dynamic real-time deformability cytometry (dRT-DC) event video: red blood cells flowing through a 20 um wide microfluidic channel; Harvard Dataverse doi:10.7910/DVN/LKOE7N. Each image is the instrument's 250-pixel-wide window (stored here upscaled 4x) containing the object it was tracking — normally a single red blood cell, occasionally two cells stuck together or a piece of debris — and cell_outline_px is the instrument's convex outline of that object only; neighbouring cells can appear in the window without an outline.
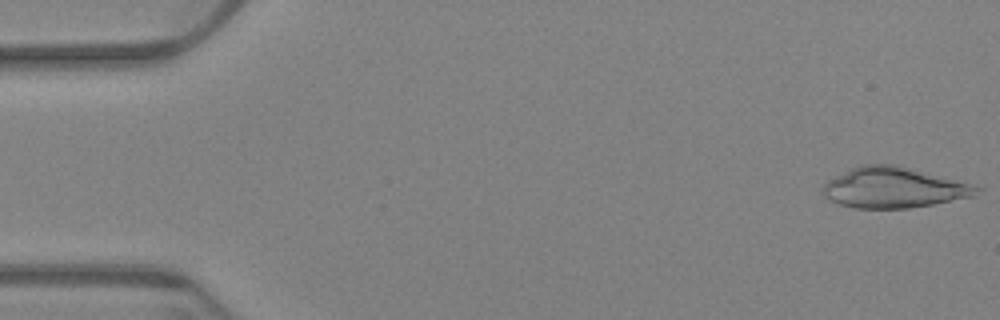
{"species": "Egyptian fruit bat (a non-hibernating species)", "species_latin": "Rousettus aegyptiacus", "temperature_condition": "warm", "stored_images_in_passage": 26, "camera_frame_rate_fps": 3000, "um_per_image_px": 0.085, "animal": {"sex": "female"}, "frame": {"image": 1, "passage_image": 1, "time_ms": 0.0, "image_size_px": [1000, 320], "cell_outline_px": [[984, 188], [972, 196], [932, 204], [908, 208], [856, 208], [840, 204], [824, 196], [824, 184], [828, 180], [860, 164], [896, 164], [956, 180]], "centroid_in_image_um": [75.97, 15.94], "position_along_channel_um": 9.0, "area_um2": 35.78}}
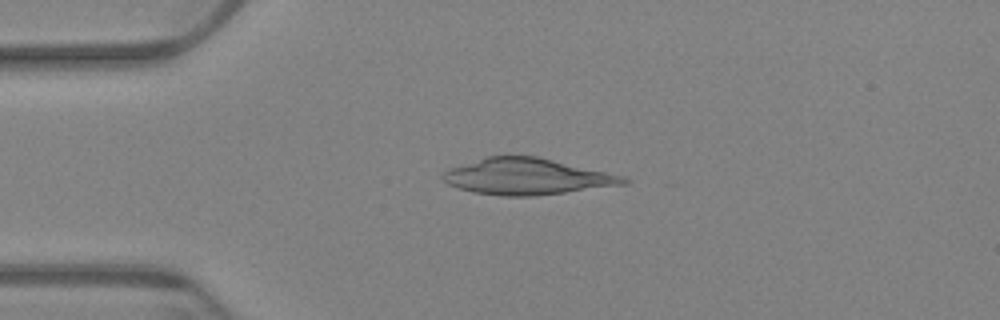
{"frame": {"image": 2, "passage_image": 14, "time_ms": 4.333, "image_size_px": [1000, 320], "cell_outline_px": [[632, 180], [628, 184], [536, 196], [500, 196], [472, 192], [448, 184], [440, 176], [444, 172], [452, 168], [488, 156], [536, 156], [624, 176]], "centroid_in_image_um": [44.83, 15.02], "position_along_channel_um": 40.2, "area_um2": 37.86}}
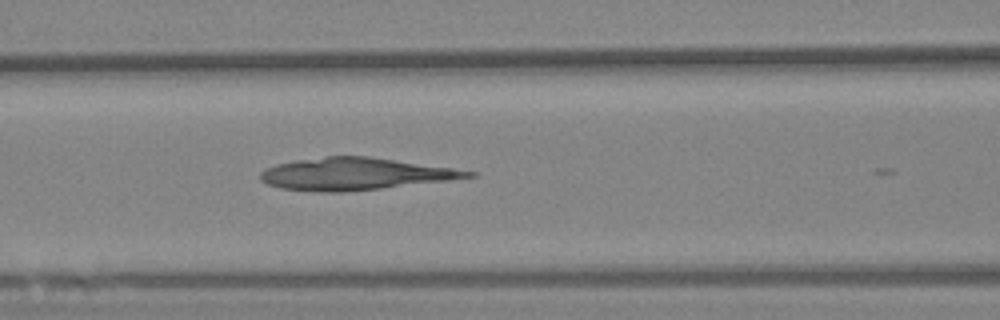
{"frame": {"image": 3, "passage_image": 25, "time_ms": 8.0, "image_size_px": [1000, 320], "cell_outline_px": [[476, 176], [448, 180], [380, 188], [340, 192], [320, 192], [280, 188], [268, 184], [260, 180], [260, 172], [264, 168], [276, 164], [296, 160], [324, 156], [368, 156], [452, 168], [476, 172]], "centroid_in_image_um": [30.11, 14.78], "position_along_channel_um": 136.5, "area_um2": 38.55}}